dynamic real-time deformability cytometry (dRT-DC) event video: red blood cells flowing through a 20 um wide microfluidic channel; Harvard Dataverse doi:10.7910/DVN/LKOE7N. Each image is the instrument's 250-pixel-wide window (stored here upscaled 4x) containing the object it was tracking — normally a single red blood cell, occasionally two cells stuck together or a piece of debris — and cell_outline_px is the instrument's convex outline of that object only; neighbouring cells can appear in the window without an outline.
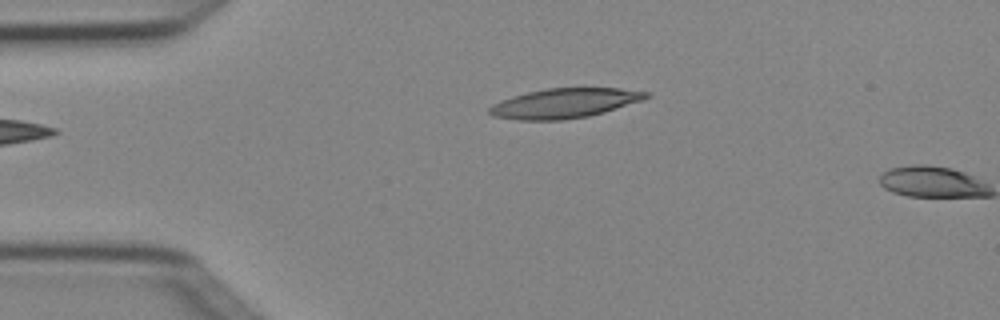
{"species": "Egyptian fruit bat (a non-hibernating species)", "species_latin": "Rousettus aegyptiacus", "temperature_condition": "cold", "stored_images_in_passage": 5, "camera_frame_rate_fps": 3000, "um_per_image_px": 0.085, "animal": {"sex": "female"}, "frame": {"image": 1, "passage_image": 5, "time_ms": 1.333, "image_size_px": [1000, 320], "cell_outline_px": [[652, 96], [644, 100], [604, 112], [588, 116], [564, 120], [520, 120], [492, 116], [488, 112], [488, 108], [492, 104], [500, 100], [512, 96], [528, 92], [548, 88], [620, 88], [648, 92]], "centroid_in_image_um": [47.99, 8.77], "position_along_channel_um": 37.0, "area_um2": 27.22}}